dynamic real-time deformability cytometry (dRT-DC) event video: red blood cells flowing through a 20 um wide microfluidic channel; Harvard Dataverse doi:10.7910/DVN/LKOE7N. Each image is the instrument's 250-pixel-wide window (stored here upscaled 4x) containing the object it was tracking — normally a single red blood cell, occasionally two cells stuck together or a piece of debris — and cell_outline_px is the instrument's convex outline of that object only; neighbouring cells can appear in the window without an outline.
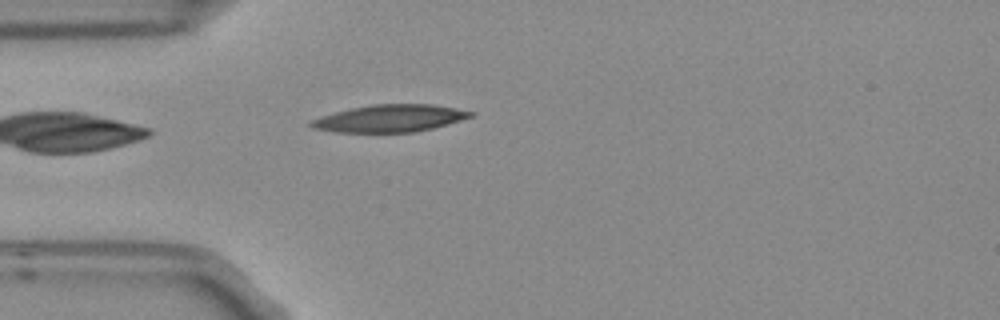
{"species": "Egyptian fruit bat (a non-hibernating species)", "species_latin": "Rousettus aegyptiacus", "temperature_condition": "room temperature", "stored_images_in_passage": 3, "camera_frame_rate_fps": 3000, "um_per_image_px": 0.085, "frame": {"image": 1, "passage_image": 3, "time_ms": 0.667, "image_size_px": [1000, 320], "cell_outline_px": [[476, 112], [472, 116], [448, 124], [416, 132], [332, 132], [312, 128], [308, 124], [308, 120], [320, 116], [352, 108], [372, 104], [432, 104], [456, 108]], "centroid_in_image_um": [33.1, 10.06], "position_along_channel_um": 51.9, "area_um2": 25.43}}